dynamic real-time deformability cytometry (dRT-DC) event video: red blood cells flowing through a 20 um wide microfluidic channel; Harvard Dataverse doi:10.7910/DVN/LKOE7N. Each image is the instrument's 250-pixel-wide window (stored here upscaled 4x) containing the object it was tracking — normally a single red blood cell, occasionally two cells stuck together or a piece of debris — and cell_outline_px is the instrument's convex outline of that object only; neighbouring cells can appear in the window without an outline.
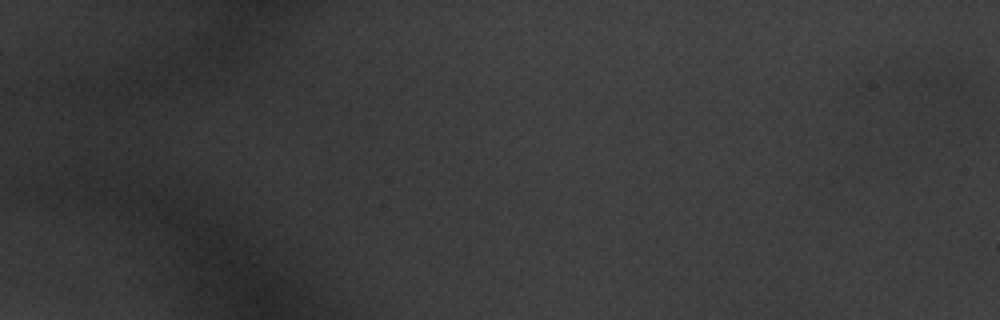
{"species": "common noctule bat (a hibernating species)", "species_latin": "Nyctalus noctula", "temperature_condition": "warm", "stored_images_in_passage": 18, "camera_frame_rate_fps": 3000, "um_per_image_px": 0.085, "animal": {"sex": "male", "body_mass_g": 20.1, "forearm_length_mm": 53.5}, "frame": {"image": 1, "passage_image": 1, "time_ms": 0.0, "image_size_px": [1000, 320], "cell_outline_px": [[976, 96], [968, 104], [876, 96], [868, 92], [868, 88], [880, 76], [892, 68], [904, 64], [960, 68], [972, 80]], "centroid_in_image_um": [78.64, 7.16], "position_along_channel_um": 6.4, "area_um2": 22.95}}
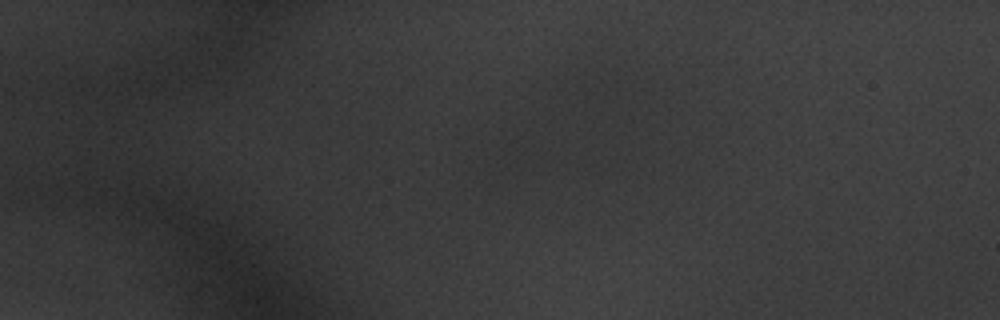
{"frame": {"image": 2, "passage_image": 13, "time_ms": 4.0, "image_size_px": [1000, 320], "cell_outline_px": [[608, 168], [588, 168], [512, 164], [500, 152], [500, 148], [576, 104], [592, 124], [608, 164]], "centroid_in_image_um": [47.52, 12.21], "position_along_channel_um": 37.5, "area_um2": 30.11}}